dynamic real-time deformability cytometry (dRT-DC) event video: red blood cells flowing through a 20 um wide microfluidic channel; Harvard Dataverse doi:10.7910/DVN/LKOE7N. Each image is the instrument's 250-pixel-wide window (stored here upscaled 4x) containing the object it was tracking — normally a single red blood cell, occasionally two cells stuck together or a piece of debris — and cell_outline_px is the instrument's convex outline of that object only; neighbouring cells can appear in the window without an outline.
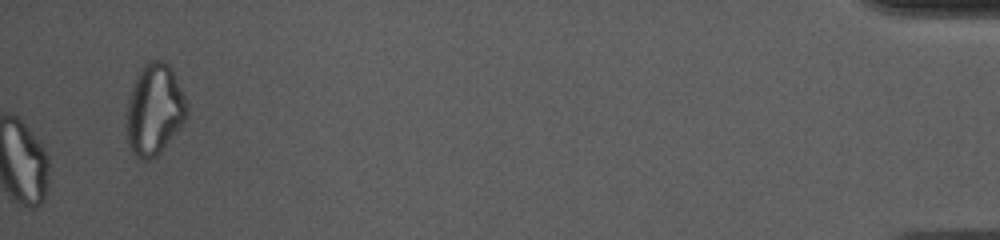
{"species": "common noctule bat (a hibernating species)", "species_latin": "Nyctalus noctula", "temperature_condition": "cold", "stored_images_in_passage": 38, "segment_of_instrument_passage": [2, 2], "camera_frame_rate_fps": 3000, "um_per_image_px": 0.085, "animal": {"sex": "female", "body_mass_g": 10.0, "forearm_length_mm": 53.1}, "frame": {"image": 1, "passage_image": 38, "time_ms": 12.333, "image_size_px": [1000, 240], "cell_outline_px": [[188, 116], [160, 152], [156, 156], [148, 160], [144, 160], [136, 156], [132, 152], [128, 140], [128, 100], [136, 76], [140, 68], [148, 60], [164, 60], [172, 68], [188, 104]], "centroid_in_image_um": [13.15, 9.27], "position_along_channel_um": 422.0, "area_um2": 31.67}}